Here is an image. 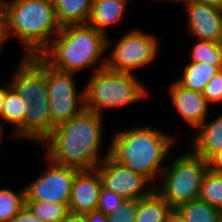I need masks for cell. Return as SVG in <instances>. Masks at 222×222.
<instances>
[{"mask_svg":"<svg viewBox=\"0 0 222 222\" xmlns=\"http://www.w3.org/2000/svg\"><path fill=\"white\" fill-rule=\"evenodd\" d=\"M102 132V116L84 109L70 121L56 126L41 143L49 161L78 170H91L104 160L99 156Z\"/></svg>","mask_w":222,"mask_h":222,"instance_id":"cell-1","label":"cell"},{"mask_svg":"<svg viewBox=\"0 0 222 222\" xmlns=\"http://www.w3.org/2000/svg\"><path fill=\"white\" fill-rule=\"evenodd\" d=\"M54 37L39 55L52 68L74 74L97 62L98 69L106 67V58L101 59L110 45L106 34L88 24H77L62 26Z\"/></svg>","mask_w":222,"mask_h":222,"instance_id":"cell-2","label":"cell"},{"mask_svg":"<svg viewBox=\"0 0 222 222\" xmlns=\"http://www.w3.org/2000/svg\"><path fill=\"white\" fill-rule=\"evenodd\" d=\"M173 142V137L157 129L134 127L116 133L108 152L114 161L153 182L164 171L162 163Z\"/></svg>","mask_w":222,"mask_h":222,"instance_id":"cell-3","label":"cell"},{"mask_svg":"<svg viewBox=\"0 0 222 222\" xmlns=\"http://www.w3.org/2000/svg\"><path fill=\"white\" fill-rule=\"evenodd\" d=\"M6 12V34L26 45V57L39 56L61 30L53 0H2ZM51 39V40H50Z\"/></svg>","mask_w":222,"mask_h":222,"instance_id":"cell-4","label":"cell"},{"mask_svg":"<svg viewBox=\"0 0 222 222\" xmlns=\"http://www.w3.org/2000/svg\"><path fill=\"white\" fill-rule=\"evenodd\" d=\"M83 91L85 109L100 116L102 109L134 104L148 95L145 86L133 73L118 72L107 67L95 69Z\"/></svg>","mask_w":222,"mask_h":222,"instance_id":"cell-5","label":"cell"},{"mask_svg":"<svg viewBox=\"0 0 222 222\" xmlns=\"http://www.w3.org/2000/svg\"><path fill=\"white\" fill-rule=\"evenodd\" d=\"M170 165L161 173L162 181L155 185V191L175 210L199 198L201 182L209 169V162L190 151L176 157Z\"/></svg>","mask_w":222,"mask_h":222,"instance_id":"cell-6","label":"cell"},{"mask_svg":"<svg viewBox=\"0 0 222 222\" xmlns=\"http://www.w3.org/2000/svg\"><path fill=\"white\" fill-rule=\"evenodd\" d=\"M157 53L158 41L155 36L133 29L114 46L110 57L106 58V67L132 74V70L151 64Z\"/></svg>","mask_w":222,"mask_h":222,"instance_id":"cell-7","label":"cell"},{"mask_svg":"<svg viewBox=\"0 0 222 222\" xmlns=\"http://www.w3.org/2000/svg\"><path fill=\"white\" fill-rule=\"evenodd\" d=\"M73 73L62 72L47 64V88L53 125L70 121L84 109V91H77Z\"/></svg>","mask_w":222,"mask_h":222,"instance_id":"cell-8","label":"cell"},{"mask_svg":"<svg viewBox=\"0 0 222 222\" xmlns=\"http://www.w3.org/2000/svg\"><path fill=\"white\" fill-rule=\"evenodd\" d=\"M48 169L25 188V201H46L68 206L77 168L49 161Z\"/></svg>","mask_w":222,"mask_h":222,"instance_id":"cell-9","label":"cell"},{"mask_svg":"<svg viewBox=\"0 0 222 222\" xmlns=\"http://www.w3.org/2000/svg\"><path fill=\"white\" fill-rule=\"evenodd\" d=\"M96 169L100 174L102 185L124 199L139 200L149 196L155 190V186L145 190L144 186L150 181L145 176L114 161L109 156V152L106 153L104 160L99 163Z\"/></svg>","mask_w":222,"mask_h":222,"instance_id":"cell-10","label":"cell"},{"mask_svg":"<svg viewBox=\"0 0 222 222\" xmlns=\"http://www.w3.org/2000/svg\"><path fill=\"white\" fill-rule=\"evenodd\" d=\"M9 81L27 105L49 104L47 63L40 56L24 57Z\"/></svg>","mask_w":222,"mask_h":222,"instance_id":"cell-11","label":"cell"},{"mask_svg":"<svg viewBox=\"0 0 222 222\" xmlns=\"http://www.w3.org/2000/svg\"><path fill=\"white\" fill-rule=\"evenodd\" d=\"M183 3L188 15V31L198 40L222 43V8L189 0Z\"/></svg>","mask_w":222,"mask_h":222,"instance_id":"cell-12","label":"cell"},{"mask_svg":"<svg viewBox=\"0 0 222 222\" xmlns=\"http://www.w3.org/2000/svg\"><path fill=\"white\" fill-rule=\"evenodd\" d=\"M102 180L97 169L79 170L73 180L68 211L87 214L96 211Z\"/></svg>","mask_w":222,"mask_h":222,"instance_id":"cell-13","label":"cell"},{"mask_svg":"<svg viewBox=\"0 0 222 222\" xmlns=\"http://www.w3.org/2000/svg\"><path fill=\"white\" fill-rule=\"evenodd\" d=\"M168 90L177 112L191 128H198L207 121L209 105L202 92L187 89L177 81L173 82Z\"/></svg>","mask_w":222,"mask_h":222,"instance_id":"cell-14","label":"cell"},{"mask_svg":"<svg viewBox=\"0 0 222 222\" xmlns=\"http://www.w3.org/2000/svg\"><path fill=\"white\" fill-rule=\"evenodd\" d=\"M23 117V138L40 143L54 130L49 104L25 105Z\"/></svg>","mask_w":222,"mask_h":222,"instance_id":"cell-15","label":"cell"},{"mask_svg":"<svg viewBox=\"0 0 222 222\" xmlns=\"http://www.w3.org/2000/svg\"><path fill=\"white\" fill-rule=\"evenodd\" d=\"M193 137L192 151L209 161L215 154L222 150V115L213 121L202 123Z\"/></svg>","mask_w":222,"mask_h":222,"instance_id":"cell-16","label":"cell"},{"mask_svg":"<svg viewBox=\"0 0 222 222\" xmlns=\"http://www.w3.org/2000/svg\"><path fill=\"white\" fill-rule=\"evenodd\" d=\"M127 0H104L92 2L88 25L106 34L105 28L115 25L124 17Z\"/></svg>","mask_w":222,"mask_h":222,"instance_id":"cell-17","label":"cell"},{"mask_svg":"<svg viewBox=\"0 0 222 222\" xmlns=\"http://www.w3.org/2000/svg\"><path fill=\"white\" fill-rule=\"evenodd\" d=\"M56 18L59 24H87L90 18L91 0H53Z\"/></svg>","mask_w":222,"mask_h":222,"instance_id":"cell-18","label":"cell"},{"mask_svg":"<svg viewBox=\"0 0 222 222\" xmlns=\"http://www.w3.org/2000/svg\"><path fill=\"white\" fill-rule=\"evenodd\" d=\"M174 210L154 190L149 196L138 200L135 222H167Z\"/></svg>","mask_w":222,"mask_h":222,"instance_id":"cell-19","label":"cell"},{"mask_svg":"<svg viewBox=\"0 0 222 222\" xmlns=\"http://www.w3.org/2000/svg\"><path fill=\"white\" fill-rule=\"evenodd\" d=\"M218 70L213 65L190 62L185 66L182 78L176 81L187 89L202 92Z\"/></svg>","mask_w":222,"mask_h":222,"instance_id":"cell-20","label":"cell"},{"mask_svg":"<svg viewBox=\"0 0 222 222\" xmlns=\"http://www.w3.org/2000/svg\"><path fill=\"white\" fill-rule=\"evenodd\" d=\"M26 103L22 100L18 92L8 83L6 86V97L1 118L6 123L14 126L15 136L23 138V117Z\"/></svg>","mask_w":222,"mask_h":222,"instance_id":"cell-21","label":"cell"},{"mask_svg":"<svg viewBox=\"0 0 222 222\" xmlns=\"http://www.w3.org/2000/svg\"><path fill=\"white\" fill-rule=\"evenodd\" d=\"M186 222H220L221 210L198 199L174 210Z\"/></svg>","mask_w":222,"mask_h":222,"instance_id":"cell-22","label":"cell"},{"mask_svg":"<svg viewBox=\"0 0 222 222\" xmlns=\"http://www.w3.org/2000/svg\"><path fill=\"white\" fill-rule=\"evenodd\" d=\"M199 199L222 210V173L208 169L201 182Z\"/></svg>","mask_w":222,"mask_h":222,"instance_id":"cell-23","label":"cell"},{"mask_svg":"<svg viewBox=\"0 0 222 222\" xmlns=\"http://www.w3.org/2000/svg\"><path fill=\"white\" fill-rule=\"evenodd\" d=\"M190 53L191 61L206 63L222 69V43L211 40H197Z\"/></svg>","mask_w":222,"mask_h":222,"instance_id":"cell-24","label":"cell"},{"mask_svg":"<svg viewBox=\"0 0 222 222\" xmlns=\"http://www.w3.org/2000/svg\"><path fill=\"white\" fill-rule=\"evenodd\" d=\"M27 209L42 222H61L69 212L68 206L63 203L46 201H25Z\"/></svg>","mask_w":222,"mask_h":222,"instance_id":"cell-25","label":"cell"},{"mask_svg":"<svg viewBox=\"0 0 222 222\" xmlns=\"http://www.w3.org/2000/svg\"><path fill=\"white\" fill-rule=\"evenodd\" d=\"M25 206V189L15 193L10 189H0V222H11Z\"/></svg>","mask_w":222,"mask_h":222,"instance_id":"cell-26","label":"cell"},{"mask_svg":"<svg viewBox=\"0 0 222 222\" xmlns=\"http://www.w3.org/2000/svg\"><path fill=\"white\" fill-rule=\"evenodd\" d=\"M124 201L125 199L119 194L102 185L96 210L111 215Z\"/></svg>","mask_w":222,"mask_h":222,"instance_id":"cell-27","label":"cell"},{"mask_svg":"<svg viewBox=\"0 0 222 222\" xmlns=\"http://www.w3.org/2000/svg\"><path fill=\"white\" fill-rule=\"evenodd\" d=\"M138 209V200L125 201L111 215H107L108 222H135Z\"/></svg>","mask_w":222,"mask_h":222,"instance_id":"cell-28","label":"cell"},{"mask_svg":"<svg viewBox=\"0 0 222 222\" xmlns=\"http://www.w3.org/2000/svg\"><path fill=\"white\" fill-rule=\"evenodd\" d=\"M202 95L208 102H219L222 100V69L218 70L215 76L207 83Z\"/></svg>","mask_w":222,"mask_h":222,"instance_id":"cell-29","label":"cell"},{"mask_svg":"<svg viewBox=\"0 0 222 222\" xmlns=\"http://www.w3.org/2000/svg\"><path fill=\"white\" fill-rule=\"evenodd\" d=\"M11 222H42L24 206Z\"/></svg>","mask_w":222,"mask_h":222,"instance_id":"cell-30","label":"cell"},{"mask_svg":"<svg viewBox=\"0 0 222 222\" xmlns=\"http://www.w3.org/2000/svg\"><path fill=\"white\" fill-rule=\"evenodd\" d=\"M7 38L6 34V12L2 0H0V50L1 45Z\"/></svg>","mask_w":222,"mask_h":222,"instance_id":"cell-31","label":"cell"},{"mask_svg":"<svg viewBox=\"0 0 222 222\" xmlns=\"http://www.w3.org/2000/svg\"><path fill=\"white\" fill-rule=\"evenodd\" d=\"M83 216L85 222H108L107 215L97 210L84 214Z\"/></svg>","mask_w":222,"mask_h":222,"instance_id":"cell-32","label":"cell"},{"mask_svg":"<svg viewBox=\"0 0 222 222\" xmlns=\"http://www.w3.org/2000/svg\"><path fill=\"white\" fill-rule=\"evenodd\" d=\"M208 162L209 169L222 173V150L215 154Z\"/></svg>","mask_w":222,"mask_h":222,"instance_id":"cell-33","label":"cell"},{"mask_svg":"<svg viewBox=\"0 0 222 222\" xmlns=\"http://www.w3.org/2000/svg\"><path fill=\"white\" fill-rule=\"evenodd\" d=\"M61 222H85V220L81 214L68 212Z\"/></svg>","mask_w":222,"mask_h":222,"instance_id":"cell-34","label":"cell"},{"mask_svg":"<svg viewBox=\"0 0 222 222\" xmlns=\"http://www.w3.org/2000/svg\"><path fill=\"white\" fill-rule=\"evenodd\" d=\"M189 1L211 4V5L222 8V0H189Z\"/></svg>","mask_w":222,"mask_h":222,"instance_id":"cell-35","label":"cell"},{"mask_svg":"<svg viewBox=\"0 0 222 222\" xmlns=\"http://www.w3.org/2000/svg\"><path fill=\"white\" fill-rule=\"evenodd\" d=\"M5 97H6V86L0 87V117L4 107Z\"/></svg>","mask_w":222,"mask_h":222,"instance_id":"cell-36","label":"cell"},{"mask_svg":"<svg viewBox=\"0 0 222 222\" xmlns=\"http://www.w3.org/2000/svg\"><path fill=\"white\" fill-rule=\"evenodd\" d=\"M167 222H186L183 218H181L175 211H173L169 217Z\"/></svg>","mask_w":222,"mask_h":222,"instance_id":"cell-37","label":"cell"},{"mask_svg":"<svg viewBox=\"0 0 222 222\" xmlns=\"http://www.w3.org/2000/svg\"><path fill=\"white\" fill-rule=\"evenodd\" d=\"M2 132H3V129H2V124L0 125V144H1V140H2Z\"/></svg>","mask_w":222,"mask_h":222,"instance_id":"cell-38","label":"cell"},{"mask_svg":"<svg viewBox=\"0 0 222 222\" xmlns=\"http://www.w3.org/2000/svg\"><path fill=\"white\" fill-rule=\"evenodd\" d=\"M92 2H99V1H104V0H91Z\"/></svg>","mask_w":222,"mask_h":222,"instance_id":"cell-39","label":"cell"},{"mask_svg":"<svg viewBox=\"0 0 222 222\" xmlns=\"http://www.w3.org/2000/svg\"><path fill=\"white\" fill-rule=\"evenodd\" d=\"M220 222H222V210H221V217H220Z\"/></svg>","mask_w":222,"mask_h":222,"instance_id":"cell-40","label":"cell"}]
</instances>
